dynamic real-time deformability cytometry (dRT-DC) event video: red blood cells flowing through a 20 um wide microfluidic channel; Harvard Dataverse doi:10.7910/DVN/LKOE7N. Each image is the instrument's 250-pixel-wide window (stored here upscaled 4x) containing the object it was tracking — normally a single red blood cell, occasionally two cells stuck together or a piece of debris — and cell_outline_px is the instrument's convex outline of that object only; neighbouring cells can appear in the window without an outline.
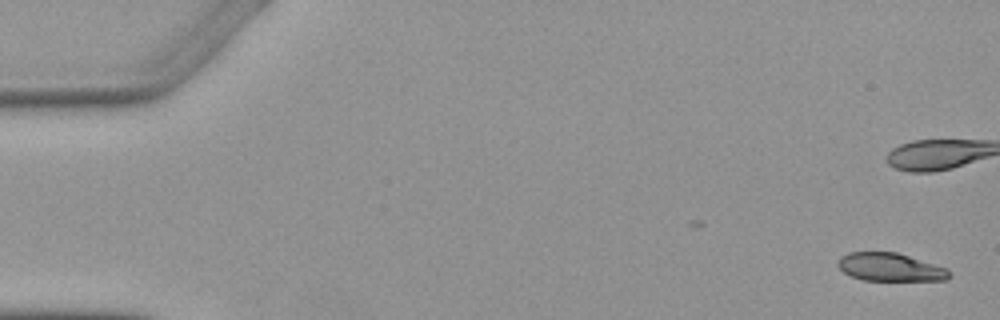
{"species": "Egyptian fruit bat (a non-hibernating species)", "species_latin": "Rousettus aegyptiacus", "temperature_condition": "warm", "stored_images_in_passage": 6, "camera_frame_rate_fps": 3000, "um_per_image_px": 0.085, "animal": {"sex": "female"}, "frame": {"image": 1, "passage_image": 1, "time_ms": 0.0, "image_size_px": [1000, 320], "cell_outline_px": [[952, 276], [948, 280], [864, 280], [852, 276], [844, 272], [836, 264], [840, 256], [848, 252], [896, 252], [948, 268]], "centroid_in_image_um": [75.68, 22.7], "position_along_channel_um": 9.3, "area_um2": 18.26}}
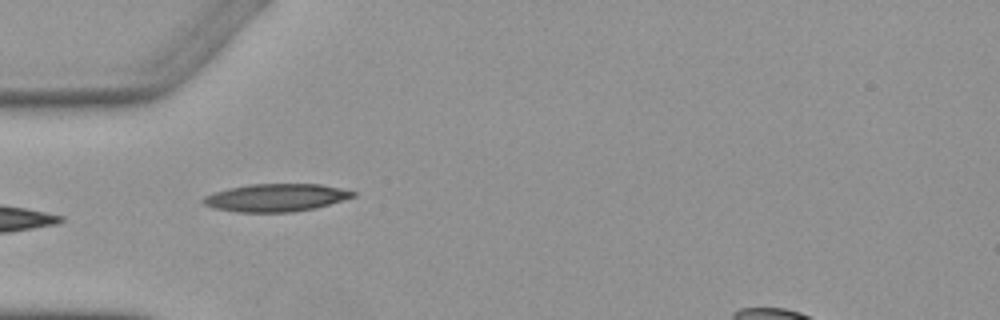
{"frame": {"image": 2, "passage_image": 5, "time_ms": 5.667, "image_size_px": [1000, 320], "cell_outline_px": [[356, 196], [316, 208], [292, 212], [236, 212], [212, 208], [204, 204], [200, 200], [204, 196], [228, 188], [248, 184], [320, 184], [340, 188], [356, 192]], "centroid_in_image_um": [23.43, 16.8], "position_along_channel_um": 61.6, "area_um2": 24.28}}
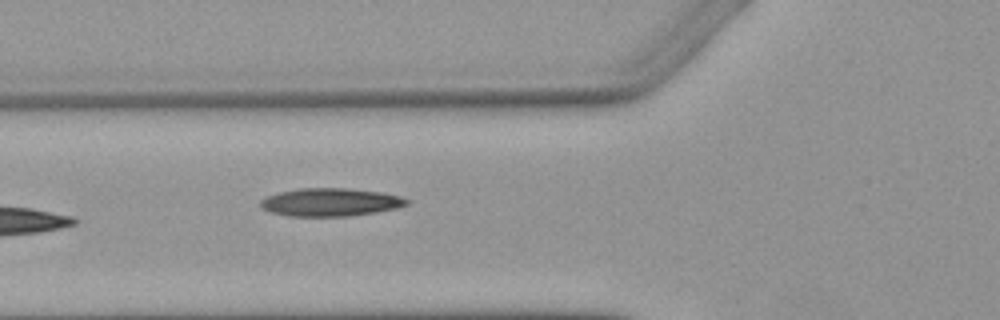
{"frame": {"image": 3, "passage_image": 6, "time_ms": 6.667, "image_size_px": [1000, 320], "cell_outline_px": [[408, 204], [396, 208], [376, 212], [352, 216], [288, 216], [272, 212], [260, 208], [260, 200], [268, 196], [280, 192], [300, 188], [348, 188], [380, 192], [400, 196], [408, 200]], "centroid_in_image_um": [28.07, 17.19], "position_along_channel_um": 97.7, "area_um2": 23.81}}